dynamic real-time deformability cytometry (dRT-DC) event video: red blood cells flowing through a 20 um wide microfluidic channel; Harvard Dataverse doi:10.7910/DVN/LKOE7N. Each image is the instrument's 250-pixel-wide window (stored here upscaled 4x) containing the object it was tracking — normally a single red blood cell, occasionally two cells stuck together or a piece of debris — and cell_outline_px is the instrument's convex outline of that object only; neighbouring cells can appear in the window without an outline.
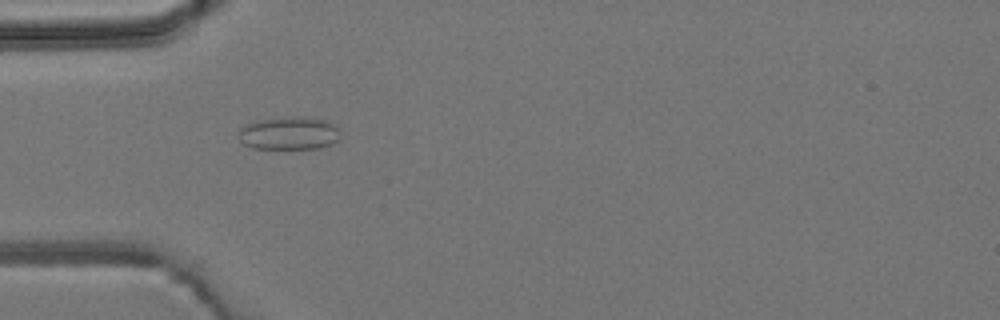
{"species": "common noctule bat (a hibernating species)", "species_latin": "Nyctalus noctula", "temperature_condition": "room temperature", "stored_images_in_passage": 3, "camera_frame_rate_fps": 3000, "um_per_image_px": 0.085, "animal": {"sex": "male", "body_mass_g": 19.2, "forearm_length_mm": 51.8}, "frame": {"image": 1, "passage_image": 1, "time_ms": 0.0, "image_size_px": [1000, 320], "cell_outline_px": [[340, 140], [332, 144], [320, 148], [252, 148], [244, 144], [236, 136], [240, 128], [244, 124], [260, 120], [292, 116], [300, 116], [324, 120], [336, 124], [340, 136]], "centroid_in_image_um": [24.57, 11.32], "position_along_channel_um": 60.4, "area_um2": 19.77}}
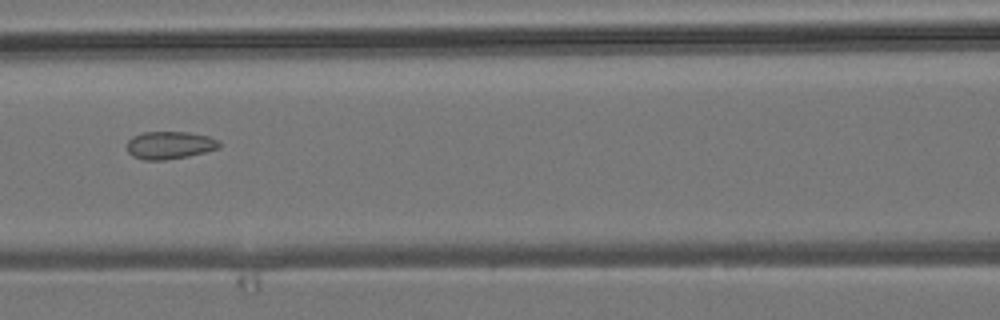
{"frame": {"image": 2, "passage_image": 3, "time_ms": 2.333, "image_size_px": [1000, 320], "cell_outline_px": [[220, 148], [188, 156], [164, 160], [144, 160], [132, 156], [128, 152], [128, 140], [132, 136], [144, 132], [188, 132], [208, 136], [220, 140]], "centroid_in_image_um": [14.43, 12.34], "position_along_channel_um": 152.2, "area_um2": 14.91}}